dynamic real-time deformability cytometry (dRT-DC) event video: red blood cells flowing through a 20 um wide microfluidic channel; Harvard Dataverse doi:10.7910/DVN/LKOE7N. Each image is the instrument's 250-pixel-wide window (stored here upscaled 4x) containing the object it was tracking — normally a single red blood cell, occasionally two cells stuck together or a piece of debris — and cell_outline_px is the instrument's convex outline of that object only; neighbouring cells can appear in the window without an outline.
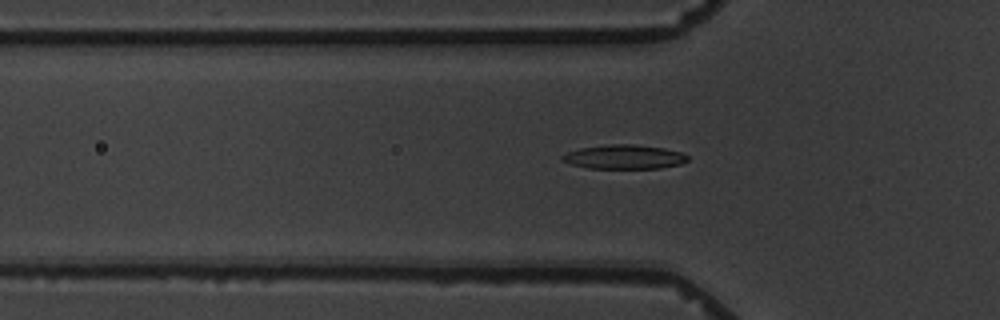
{"species": "common noctule bat (a hibernating species)", "species_latin": "Nyctalus noctula", "temperature_condition": "warm", "stored_images_in_passage": 17, "camera_frame_rate_fps": 3000, "um_per_image_px": 0.085, "animal": {"sex": "male", "body_mass_g": 19.5, "forearm_length_mm": 54.6}, "frame": {"image": 1, "passage_image": 7, "time_ms": 7.667, "image_size_px": [1000, 320], "cell_outline_px": [[688, 160], [680, 164], [660, 168], [588, 168], [572, 164], [564, 160], [560, 156], [568, 152], [580, 148], [612, 144], [632, 144], [664, 148], [680, 152], [688, 156]], "centroid_in_image_um": [53.08, 13.33], "position_along_channel_um": 72.7, "area_um2": 17.4}}
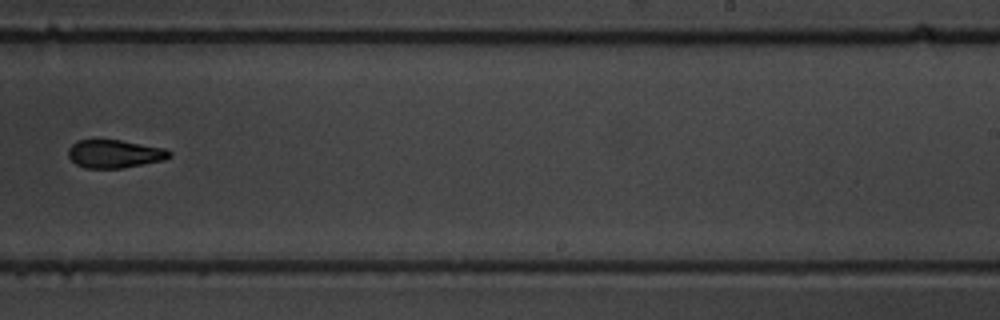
{"frame": {"image": 2, "passage_image": 12, "time_ms": 13.667, "image_size_px": [1000, 320], "cell_outline_px": [[172, 156], [164, 160], [124, 168], [84, 168], [76, 164], [68, 156], [68, 148], [76, 140], [120, 140], [164, 148], [172, 152]], "centroid_in_image_um": [9.74, 13.08], "position_along_channel_um": 279.3, "area_um2": 16.65}}
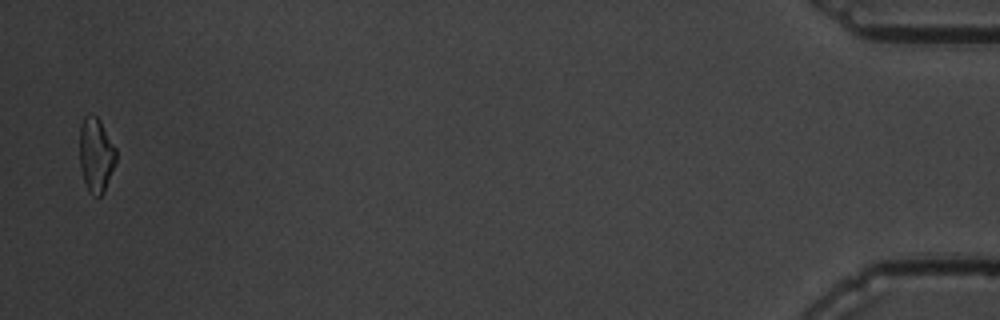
{"frame": {"image": 3, "passage_image": 17, "time_ms": 20.667, "image_size_px": [1000, 320], "cell_outline_px": [[116, 164], [104, 192], [100, 196], [96, 196], [88, 192], [80, 168], [80, 124], [84, 116], [92, 112], [100, 120], [116, 148]], "centroid_in_image_um": [8.16, 13.15], "position_along_channel_um": 427.0, "area_um2": 16.07}, "authors_computed_cell_mechanics": {"area_um2": 18.0914, "velocity_mm_per_s": 3.4473, "shape_relaxation_time_tau1_ms": null, "shape_relaxation_time_tau2_ms": 6.7211, "deformation_change_tau1": null, "deformation_change_tau2": 0.1249}}